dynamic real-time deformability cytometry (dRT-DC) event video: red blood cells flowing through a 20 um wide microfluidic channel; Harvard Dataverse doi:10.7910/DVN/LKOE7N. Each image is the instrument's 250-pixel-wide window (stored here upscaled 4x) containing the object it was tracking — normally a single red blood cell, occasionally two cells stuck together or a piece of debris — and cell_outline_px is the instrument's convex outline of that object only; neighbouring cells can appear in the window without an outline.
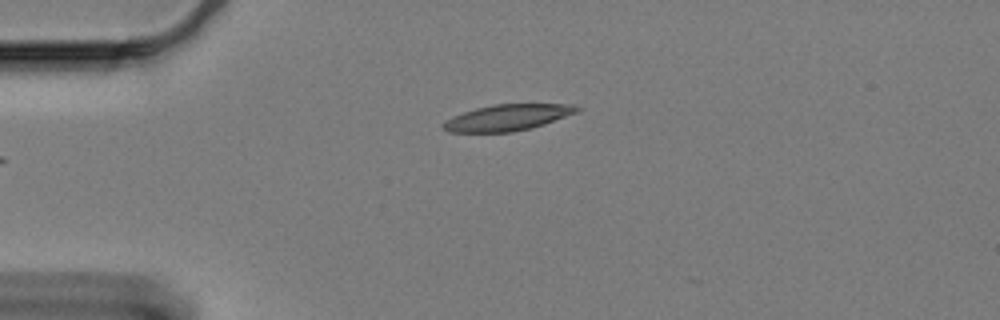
{"species": "Egyptian fruit bat (a non-hibernating species)", "species_latin": "Rousettus aegyptiacus", "temperature_condition": "cold", "stored_images_in_passage": 13, "camera_frame_rate_fps": 3000, "um_per_image_px": 0.085, "animal": {"sex": "female"}, "frame": {"image": 1, "passage_image": 1, "time_ms": 0.0, "image_size_px": [1000, 320], "cell_outline_px": [[584, 108], [580, 112], [544, 124], [512, 132], [448, 132], [440, 124], [452, 116], [476, 108], [492, 104], [576, 104]], "centroid_in_image_um": [43.19, 9.98], "position_along_channel_um": 41.8, "area_um2": 20.58}}
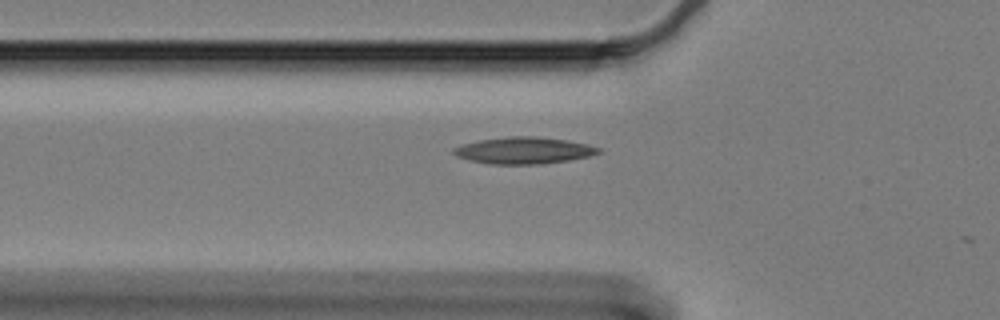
{"frame": {"image": 2, "passage_image": 7, "time_ms": 2.0, "image_size_px": [1000, 320], "cell_outline_px": [[600, 152], [588, 156], [568, 160], [540, 164], [492, 164], [468, 160], [456, 156], [452, 152], [452, 148], [460, 144], [480, 140], [508, 136], [536, 136], [568, 140], [588, 144], [600, 148]], "centroid_in_image_um": [44.48, 12.78], "position_along_channel_um": 81.3, "area_um2": 22.6}}
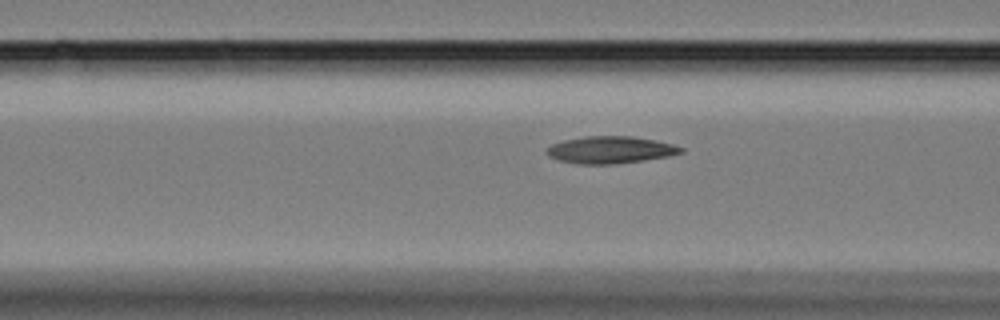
{"frame": {"image": 3, "passage_image": 10, "time_ms": 3.0, "image_size_px": [1000, 320], "cell_outline_px": [[684, 152], [668, 156], [644, 160], [608, 164], [580, 164], [560, 160], [548, 156], [548, 148], [552, 144], [564, 140], [584, 136], [632, 136], [656, 140], [672, 144], [684, 148]], "centroid_in_image_um": [51.91, 12.73], "position_along_channel_um": 114.7, "area_um2": 20.98}}